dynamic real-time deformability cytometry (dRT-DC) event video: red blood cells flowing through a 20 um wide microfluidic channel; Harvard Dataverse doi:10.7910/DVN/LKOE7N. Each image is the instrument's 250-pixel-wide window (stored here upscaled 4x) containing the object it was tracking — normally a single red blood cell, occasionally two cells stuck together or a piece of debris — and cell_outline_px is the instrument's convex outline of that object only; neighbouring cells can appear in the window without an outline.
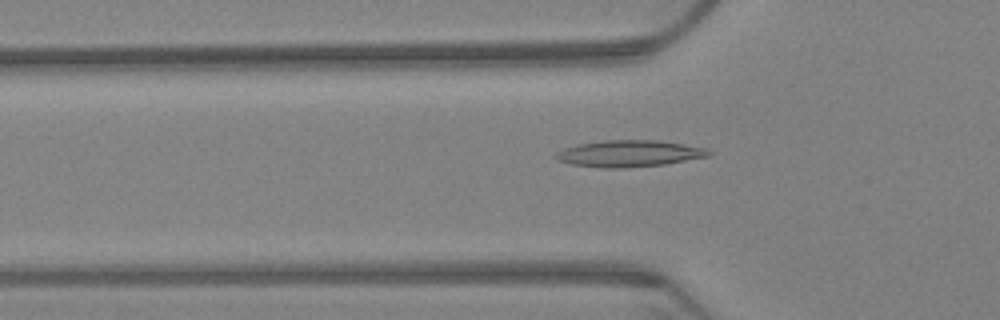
{"species": "Egyptian fruit bat (a non-hibernating species)", "species_latin": "Rousettus aegyptiacus", "temperature_condition": "warm", "stored_images_in_passage": 51, "camera_frame_rate_fps": 3000, "um_per_image_px": 0.085, "animal": {"sex": "female"}, "frame": {"image": 1, "passage_image": 11, "time_ms": 3.333, "image_size_px": [1000, 320], "cell_outline_px": [[712, 152], [708, 156], [664, 164], [624, 168], [604, 168], [572, 164], [560, 160], [552, 156], [556, 152], [564, 148], [580, 144], [604, 140], [656, 140], [684, 144], [708, 148]], "centroid_in_image_um": [53.49, 13.05], "position_along_channel_um": 72.3, "area_um2": 23.52}}
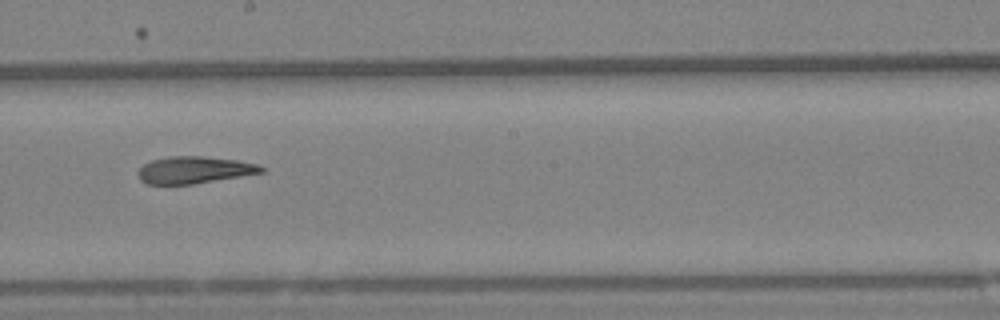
{"frame": {"image": 2, "passage_image": 26, "time_ms": 8.333, "image_size_px": [1000, 320], "cell_outline_px": [[264, 172], [192, 184], [148, 184], [140, 180], [136, 172], [144, 164], [152, 160], [168, 156], [204, 156], [236, 160], [256, 164], [264, 168]], "centroid_in_image_um": [16.46, 14.44], "position_along_channel_um": 231.7, "area_um2": 19.25}}
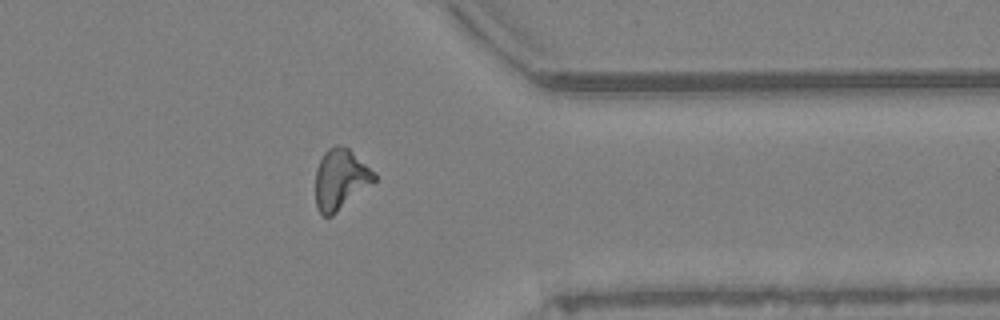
{"frame": {"image": 3, "passage_image": 41, "time_ms": 13.333, "image_size_px": [1000, 320], "cell_outline_px": [[376, 180], [332, 216], [324, 216], [316, 208], [316, 168], [324, 152], [328, 148], [336, 144], [340, 144], [348, 148], [376, 172]], "centroid_in_image_um": [28.94, 15.22], "position_along_channel_um": 382.5, "area_um2": 20.69}}